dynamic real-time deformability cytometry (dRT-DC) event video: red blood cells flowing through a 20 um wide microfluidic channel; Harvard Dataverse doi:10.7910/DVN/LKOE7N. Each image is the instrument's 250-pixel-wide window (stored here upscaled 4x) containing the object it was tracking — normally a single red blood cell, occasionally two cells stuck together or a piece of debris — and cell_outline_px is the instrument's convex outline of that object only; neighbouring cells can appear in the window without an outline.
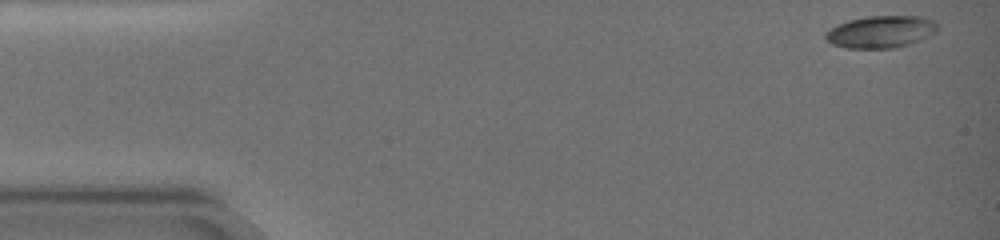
{"species": "common noctule bat (a hibernating species)", "species_latin": "Nyctalus noctula", "temperature_condition": "warm", "stored_images_in_passage": 78, "camera_frame_rate_fps": 3000, "um_per_image_px": 0.085, "animal": {"sex": "female", "body_mass_g": 19.0, "forearm_length_mm": 51.5}, "frame": {"image": 1, "passage_image": 1, "time_ms": 0.0, "image_size_px": [1000, 240], "cell_outline_px": [[940, 24], [936, 32], [908, 44], [892, 48], [844, 48], [832, 44], [824, 36], [832, 28], [848, 20], [868, 16], [924, 16]], "centroid_in_image_um": [74.9, 2.69], "position_along_channel_um": 10.1, "area_um2": 20.75}}
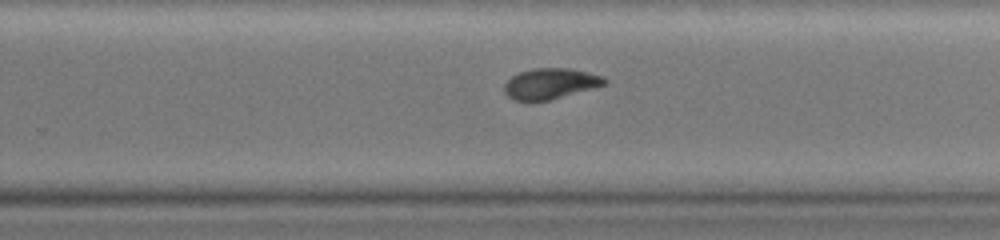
{"frame": {"image": 2, "passage_image": 62, "time_ms": 12.333, "image_size_px": [1000, 240], "cell_outline_px": [[608, 80], [604, 84], [592, 88], [548, 100], [512, 100], [504, 92], [504, 84], [512, 76], [520, 72], [532, 68], [568, 68], [588, 72], [604, 76]], "centroid_in_image_um": [46.76, 7.09], "position_along_channel_um": 283.0, "area_um2": 17.69}}
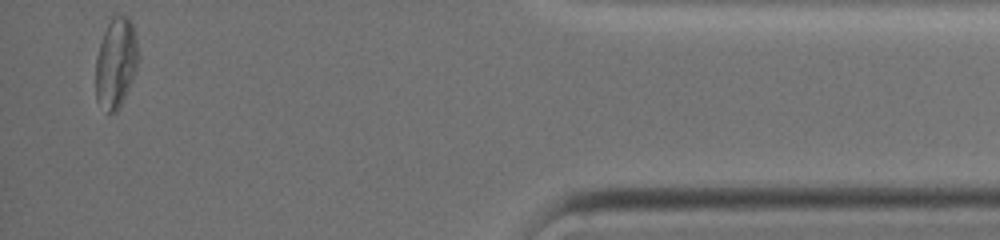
{"frame": {"image": 3, "passage_image": 78, "time_ms": 18.333, "image_size_px": [1000, 240], "cell_outline_px": [[140, 60], [128, 88], [116, 112], [108, 112], [96, 100], [96, 56], [104, 32], [112, 16], [124, 12], [128, 16], [132, 24], [136, 40]], "centroid_in_image_um": [9.86, 5.28], "position_along_channel_um": 425.3, "area_um2": 22.25}, "authors_computed_cell_mechanics": {"area_um2": 19.1896, "velocity_mm_per_s": 3.2361, "shape_relaxation_time_tau1_ms": 5.6008, "shape_relaxation_time_tau2_ms": 6.5261, "deformation_change_tau1": 0.1898, "deformation_change_tau2": 0.1016}}